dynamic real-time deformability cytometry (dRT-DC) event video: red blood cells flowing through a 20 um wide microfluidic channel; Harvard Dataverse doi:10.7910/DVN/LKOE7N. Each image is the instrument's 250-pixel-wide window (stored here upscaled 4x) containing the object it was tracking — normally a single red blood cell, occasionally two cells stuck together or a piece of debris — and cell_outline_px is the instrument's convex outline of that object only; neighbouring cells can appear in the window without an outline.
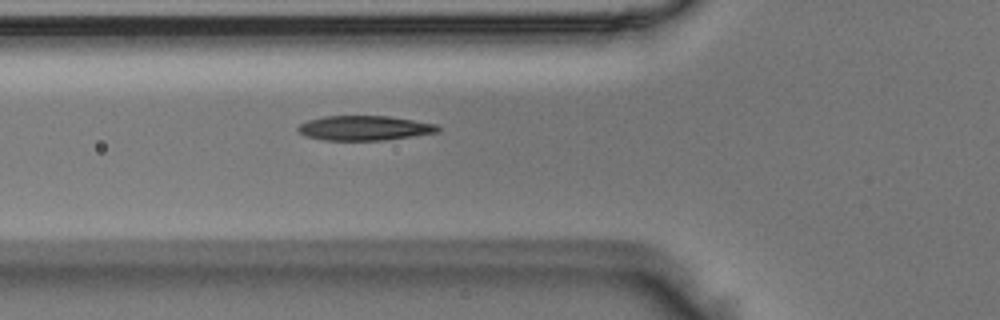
{"species": "Egyptian fruit bat (a non-hibernating species)", "species_latin": "Rousettus aegyptiacus", "temperature_condition": "room temperature", "stored_images_in_passage": 10, "camera_frame_rate_fps": 3000, "um_per_image_px": 0.085, "animal": {"sex": "male"}, "frame": {"image": 1, "passage_image": 4, "time_ms": 1.0, "image_size_px": [1000, 320], "cell_outline_px": [[440, 132], [384, 140], [324, 140], [304, 136], [296, 128], [300, 124], [308, 120], [324, 116], [388, 116], [436, 124], [440, 128]], "centroid_in_image_um": [30.96, 10.88], "position_along_channel_um": 94.8, "area_um2": 20.06}}
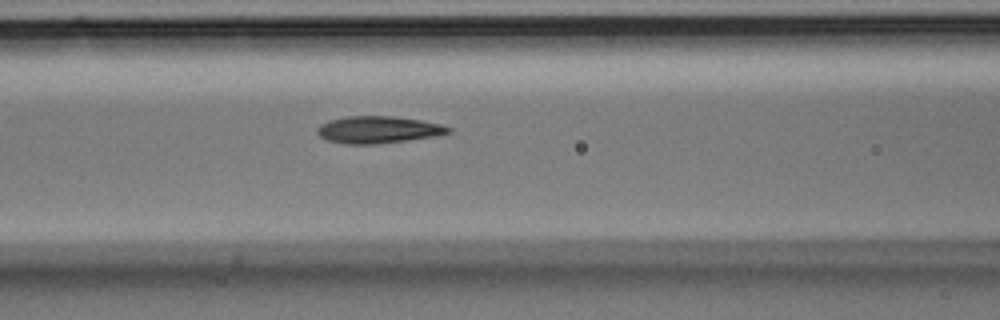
{"frame": {"image": 2, "passage_image": 7, "time_ms": 2.0, "image_size_px": [1000, 320], "cell_outline_px": [[452, 132], [436, 136], [408, 140], [376, 144], [344, 144], [328, 140], [320, 136], [316, 132], [316, 128], [320, 124], [328, 120], [348, 116], [392, 116], [420, 120], [440, 124], [452, 128]], "centroid_in_image_um": [32.13, 11.02], "position_along_channel_um": 134.5, "area_um2": 20.75}}